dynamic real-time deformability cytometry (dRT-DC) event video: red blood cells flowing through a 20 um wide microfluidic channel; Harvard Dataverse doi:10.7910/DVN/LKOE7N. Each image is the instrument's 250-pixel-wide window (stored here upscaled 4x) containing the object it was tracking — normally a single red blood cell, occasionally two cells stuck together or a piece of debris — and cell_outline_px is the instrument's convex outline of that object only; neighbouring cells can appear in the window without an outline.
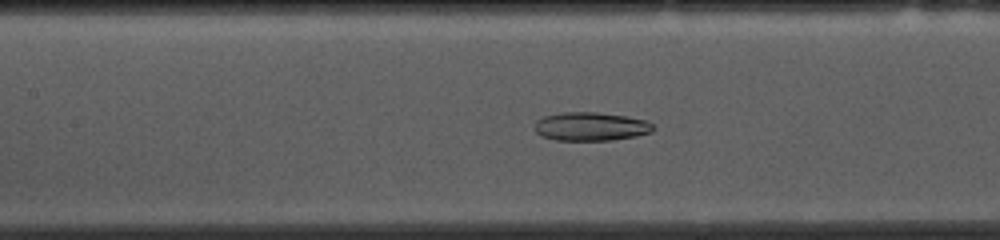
{"species": "common noctule bat (a hibernating species)", "species_latin": "Nyctalus noctula", "temperature_condition": "cold", "stored_images_in_passage": 52, "camera_frame_rate_fps": 3000, "um_per_image_px": 0.085, "animal": {"sex": "female", "body_mass_g": 10.0, "forearm_length_mm": 53.1}, "frame": {"image": 1, "passage_image": 22, "time_ms": 7.0, "image_size_px": [1000, 240], "cell_outline_px": [[656, 128], [652, 132], [636, 136], [612, 140], [556, 140], [540, 136], [532, 128], [536, 120], [544, 116], [560, 112], [596, 112], [624, 116], [648, 120]], "centroid_in_image_um": [50.19, 10.75], "position_along_channel_um": 157.2, "area_um2": 20.0}}
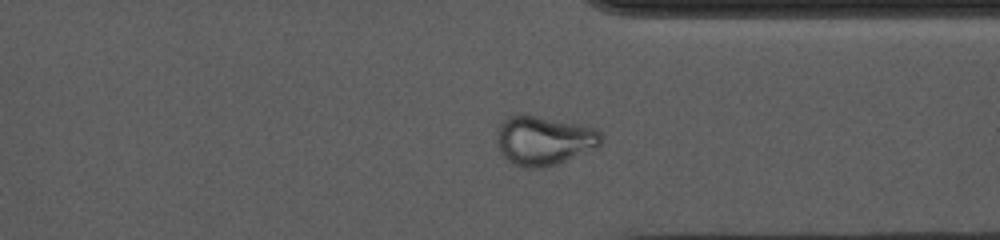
{"frame": {"image": 2, "passage_image": 39, "time_ms": 12.667, "image_size_px": [1000, 240], "cell_outline_px": [[604, 140], [596, 148], [556, 164], [544, 168], [528, 168], [512, 164], [504, 156], [496, 144], [496, 128], [508, 116], [536, 116], [596, 128], [604, 136]], "centroid_in_image_um": [46.22, 11.96], "position_along_channel_um": 365.2, "area_um2": 29.77}}
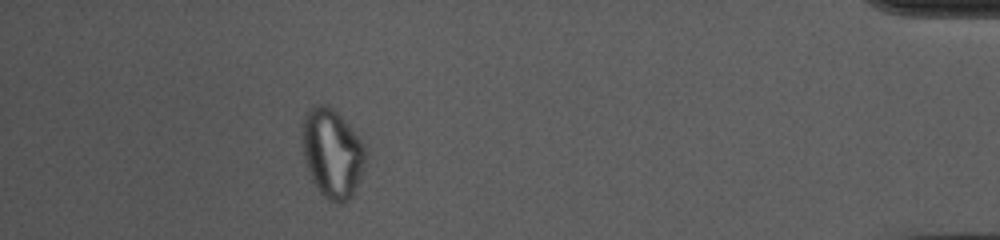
{"frame": {"image": 3, "passage_image": 47, "time_ms": 15.333, "image_size_px": [1000, 240], "cell_outline_px": [[368, 160], [356, 188], [352, 196], [344, 204], [336, 204], [328, 200], [320, 192], [312, 180], [304, 160], [300, 136], [304, 116], [316, 104], [324, 104], [332, 108], [360, 136], [368, 152]], "centroid_in_image_um": [28.26, 13.05], "position_along_channel_um": 406.9, "area_um2": 33.52}, "authors_computed_cell_mechanics": {"area_um2": 25.6921, "velocity_mm_per_s": 3.7066, "shape_relaxation_time_tau1_ms": null, "shape_relaxation_time_tau2_ms": 1.9038, "deformation_change_tau1": null, "deformation_change_tau2": 0.0764}}